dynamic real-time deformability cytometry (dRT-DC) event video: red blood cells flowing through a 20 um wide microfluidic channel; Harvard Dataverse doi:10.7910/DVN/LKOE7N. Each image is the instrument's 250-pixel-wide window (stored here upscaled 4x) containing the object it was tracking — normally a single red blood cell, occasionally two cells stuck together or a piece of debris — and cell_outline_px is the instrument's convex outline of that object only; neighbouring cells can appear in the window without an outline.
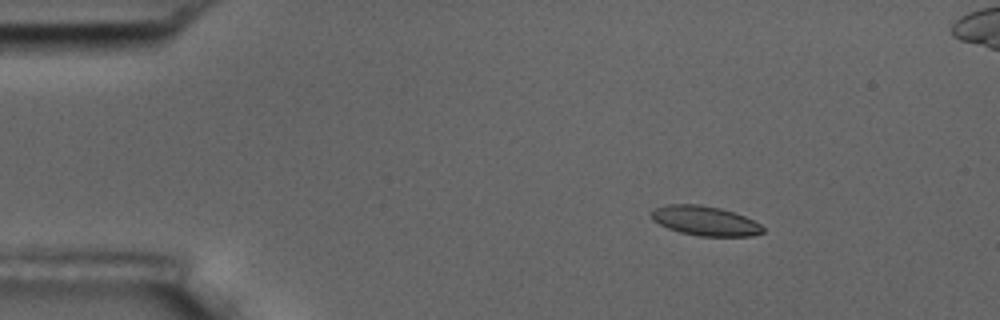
{"species": "common noctule bat (a hibernating species)", "species_latin": "Nyctalus noctula", "temperature_condition": "room temperature", "stored_images_in_passage": 6, "segment_of_instrument_passage": [1, 2], "camera_frame_rate_fps": 3000, "um_per_image_px": 0.085, "animal": {"sex": "male", "body_mass_g": 17.5, "forearm_length_mm": 52.3}, "frame": {"image": 1, "passage_image": 3, "time_ms": 2.0, "image_size_px": [1000, 320], "cell_outline_px": [[764, 232], [752, 236], [700, 236], [680, 232], [668, 228], [652, 220], [648, 212], [656, 208], [668, 204], [700, 204], [720, 208], [744, 216], [760, 224], [764, 228]], "centroid_in_image_um": [59.9, 18.76], "position_along_channel_um": 25.1, "area_um2": 19.19}}